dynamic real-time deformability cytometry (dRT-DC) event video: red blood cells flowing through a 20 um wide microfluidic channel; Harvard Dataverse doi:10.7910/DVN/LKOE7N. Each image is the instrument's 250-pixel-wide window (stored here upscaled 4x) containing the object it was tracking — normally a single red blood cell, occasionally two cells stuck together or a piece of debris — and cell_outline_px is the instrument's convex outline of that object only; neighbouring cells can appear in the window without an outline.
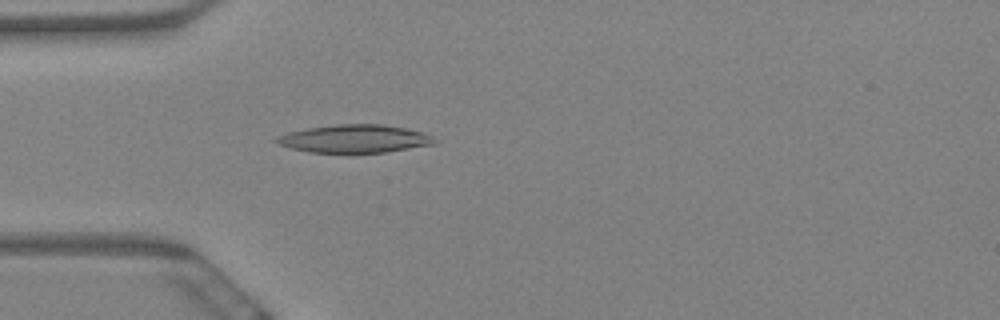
{"species": "Egyptian fruit bat (a non-hibernating species)", "species_latin": "Rousettus aegyptiacus", "temperature_condition": "warm", "stored_images_in_passage": 6, "camera_frame_rate_fps": 3000, "um_per_image_px": 0.085, "animal": {"sex": "female"}, "frame": {"image": 1, "passage_image": 6, "time_ms": 1.667, "image_size_px": [1000, 320], "cell_outline_px": [[440, 140], [436, 144], [384, 152], [308, 152], [292, 148], [280, 144], [272, 140], [276, 136], [288, 132], [308, 128], [336, 124], [384, 124], [408, 128], [432, 136]], "centroid_in_image_um": [30.17, 11.78], "position_along_channel_um": 54.8, "area_um2": 25.78}}